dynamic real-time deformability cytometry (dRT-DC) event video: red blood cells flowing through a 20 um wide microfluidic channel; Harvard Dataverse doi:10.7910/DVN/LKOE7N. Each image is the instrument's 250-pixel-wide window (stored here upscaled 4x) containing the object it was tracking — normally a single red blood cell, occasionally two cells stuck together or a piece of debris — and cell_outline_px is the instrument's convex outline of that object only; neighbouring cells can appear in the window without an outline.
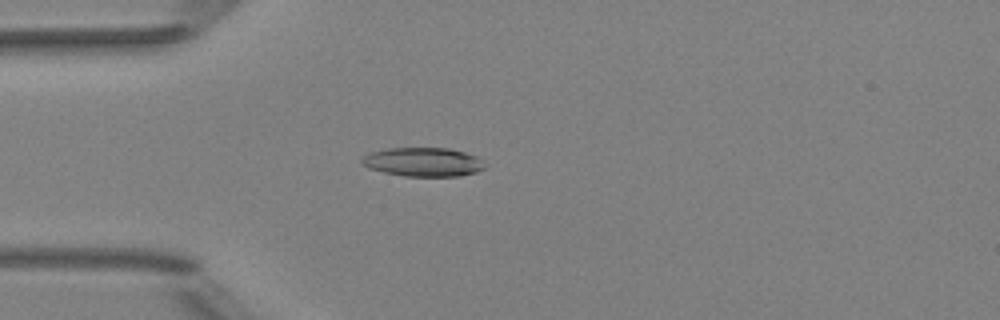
{"species": "Egyptian fruit bat (a non-hibernating species)", "species_latin": "Rousettus aegyptiacus", "temperature_condition": "room temperature", "stored_images_in_passage": 37, "camera_frame_rate_fps": 3000, "um_per_image_px": 0.085, "animal": {"sex": "female"}, "frame": {"image": 1, "passage_image": 6, "time_ms": 1.667, "image_size_px": [1000, 320], "cell_outline_px": [[484, 168], [476, 172], [460, 176], [404, 176], [384, 172], [368, 168], [360, 164], [360, 160], [368, 152], [388, 148], [448, 148], [464, 152], [476, 156], [480, 160]], "centroid_in_image_um": [35.9, 13.77], "position_along_channel_um": 49.1, "area_um2": 20.69}}
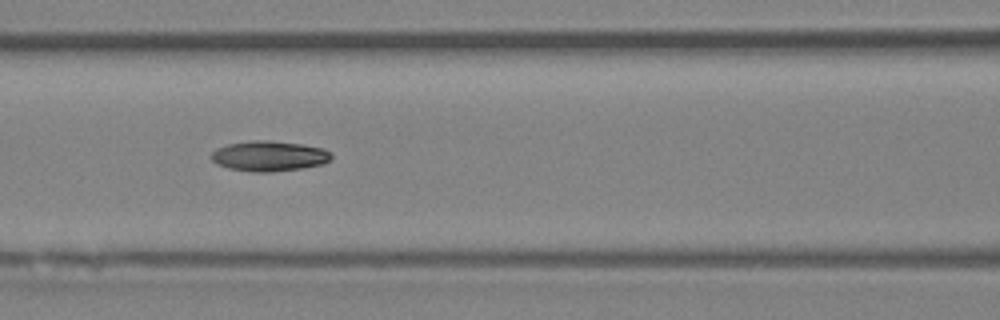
{"frame": {"image": 2, "passage_image": 14, "time_ms": 4.333, "image_size_px": [1000, 320], "cell_outline_px": [[332, 160], [324, 164], [300, 168], [272, 172], [252, 172], [228, 168], [216, 164], [212, 160], [212, 152], [216, 148], [228, 144], [252, 140], [272, 140], [300, 144], [320, 148], [332, 152]], "centroid_in_image_um": [22.88, 13.26], "position_along_channel_um": 143.7, "area_um2": 21.27}}
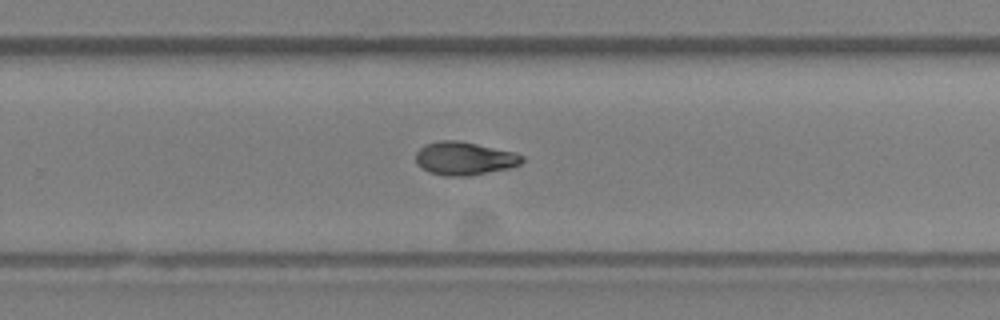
{"frame": {"image": 3, "passage_image": 25, "time_ms": 8.0, "image_size_px": [1000, 320], "cell_outline_px": [[524, 160], [520, 164], [508, 168], [464, 176], [444, 176], [428, 172], [416, 164], [416, 152], [424, 144], [440, 140], [456, 140], [516, 152], [524, 156]], "centroid_in_image_um": [39.44, 13.46], "position_along_channel_um": 290.4, "area_um2": 20.52}, "authors_computed_cell_mechanics": {"area_um2": 20.6924, "velocity_mm_per_s": 4.0201, "shape_relaxation_time_tau1_ms": 11.3559, "shape_relaxation_time_tau2_ms": 6.4957, "deformation_change_tau1": 0.246, "deformation_change_tau2": 0.1249}}